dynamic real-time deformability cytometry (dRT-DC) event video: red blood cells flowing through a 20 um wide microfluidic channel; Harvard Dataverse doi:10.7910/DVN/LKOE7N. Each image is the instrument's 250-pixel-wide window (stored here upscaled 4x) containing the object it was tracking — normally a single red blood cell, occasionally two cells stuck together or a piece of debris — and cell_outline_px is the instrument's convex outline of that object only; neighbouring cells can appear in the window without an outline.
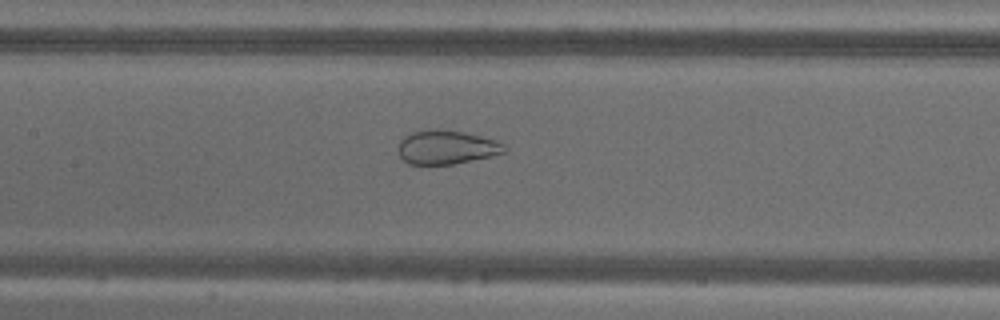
{"species": "common noctule bat (a hibernating species)", "species_latin": "Nyctalus noctula", "temperature_condition": "warm", "stored_images_in_passage": 55, "camera_frame_rate_fps": 3000, "um_per_image_px": 0.085, "animal": {"sex": "male", "body_mass_g": 18.8}, "frame": {"image": 1, "passage_image": 26, "time_ms": 8.333, "image_size_px": [1000, 320], "cell_outline_px": [[504, 152], [492, 156], [452, 164], [408, 164], [400, 156], [396, 148], [400, 140], [404, 136], [412, 132], [432, 128], [436, 128], [464, 132], [496, 140], [504, 144]], "centroid_in_image_um": [37.9, 12.5], "position_along_channel_um": 169.5, "area_um2": 21.04}}
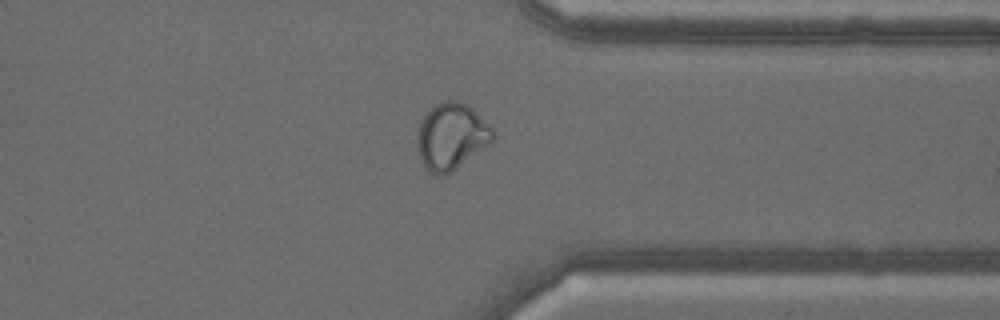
{"frame": {"image": 2, "passage_image": 43, "time_ms": 14.0, "image_size_px": [1000, 320], "cell_outline_px": [[496, 140], [452, 172], [444, 176], [436, 176], [428, 172], [420, 156], [416, 144], [416, 136], [420, 124], [424, 116], [436, 104], [444, 100], [456, 100], [468, 104], [496, 132]], "centroid_in_image_um": [38.39, 11.62], "position_along_channel_um": 373.0, "area_um2": 29.65}}
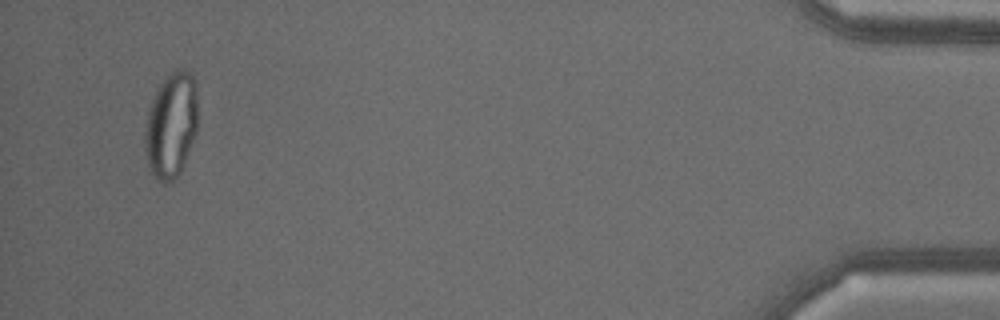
{"frame": {"image": 3, "passage_image": 53, "time_ms": 17.333, "image_size_px": [1000, 320], "cell_outline_px": [[196, 132], [184, 164], [180, 172], [172, 180], [164, 184], [156, 180], [148, 164], [144, 148], [144, 132], [148, 112], [152, 100], [160, 84], [176, 68], [184, 68], [196, 80]], "centroid_in_image_um": [14.54, 10.65], "position_along_channel_um": 420.7, "area_um2": 32.31}}